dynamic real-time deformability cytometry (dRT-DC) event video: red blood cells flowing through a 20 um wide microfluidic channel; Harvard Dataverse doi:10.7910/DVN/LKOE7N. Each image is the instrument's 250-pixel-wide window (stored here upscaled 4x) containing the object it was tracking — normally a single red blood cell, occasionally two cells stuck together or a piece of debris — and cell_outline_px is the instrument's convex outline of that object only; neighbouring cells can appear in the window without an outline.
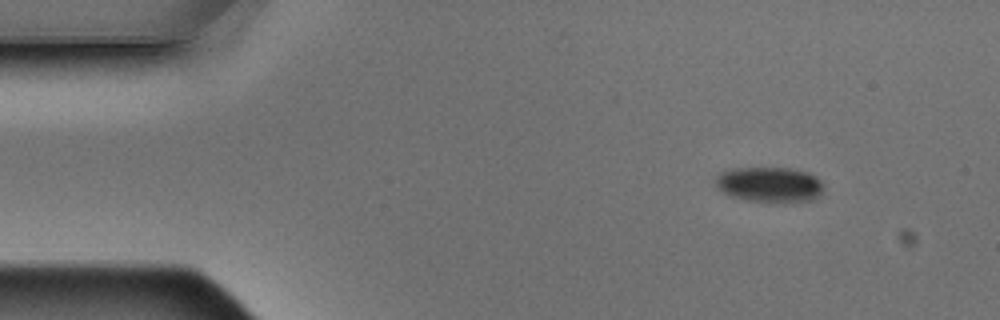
{"species": "Egyptian fruit bat (a non-hibernating species)", "species_latin": "Rousettus aegyptiacus", "temperature_condition": "warm", "stored_images_in_passage": 4, "camera_frame_rate_fps": 3000, "um_per_image_px": 0.085, "animal": {"sex": "male"}, "frame": {"image": 1, "passage_image": 1, "time_ms": 0.0, "image_size_px": [1000, 320], "cell_outline_px": [[824, 184], [820, 192], [812, 200], [744, 200], [732, 196], [716, 188], [712, 180], [720, 172], [732, 168], [792, 168], [808, 172], [816, 176]], "centroid_in_image_um": [65.34, 15.64], "position_along_channel_um": 19.7, "area_um2": 21.85}}
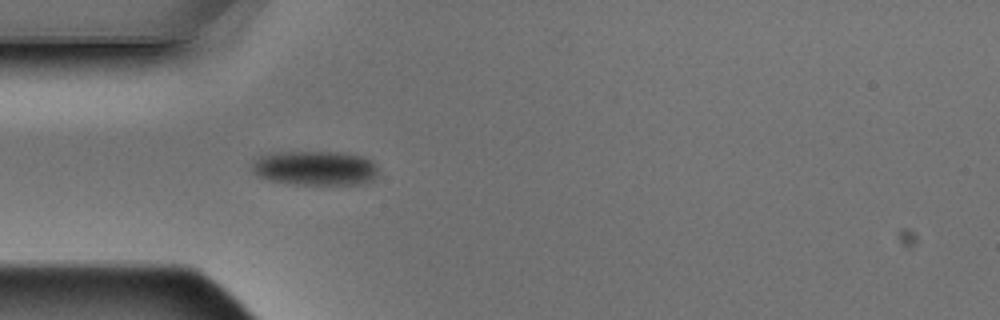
{"frame": {"image": 2, "passage_image": 4, "time_ms": 1.0, "image_size_px": [1000, 320], "cell_outline_px": [[376, 176], [372, 180], [364, 184], [292, 184], [268, 180], [256, 176], [252, 168], [252, 164], [260, 156], [276, 152], [344, 152], [364, 156], [372, 160], [376, 164]], "centroid_in_image_um": [26.8, 14.29], "position_along_channel_um": 58.2, "area_um2": 25.55}}